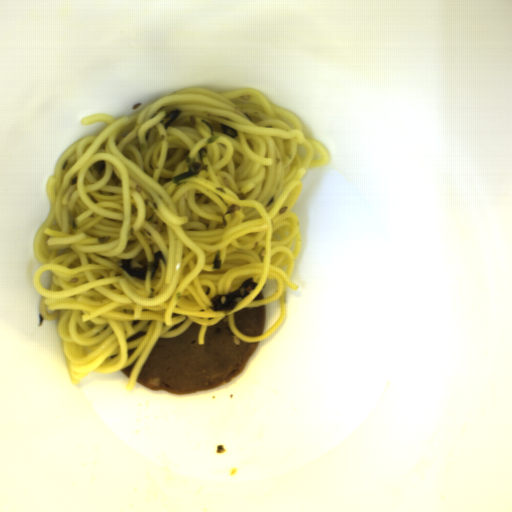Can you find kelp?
Listing matches in <instances>:
<instances>
[{
	"mask_svg": "<svg viewBox=\"0 0 512 512\" xmlns=\"http://www.w3.org/2000/svg\"><path fill=\"white\" fill-rule=\"evenodd\" d=\"M258 284L254 281L253 277H250L236 290L227 294H217L211 299L213 304L212 310L220 312L230 311L237 303L248 297Z\"/></svg>",
	"mask_w": 512,
	"mask_h": 512,
	"instance_id": "1",
	"label": "kelp"
},
{
	"mask_svg": "<svg viewBox=\"0 0 512 512\" xmlns=\"http://www.w3.org/2000/svg\"><path fill=\"white\" fill-rule=\"evenodd\" d=\"M160 259L167 265L166 258L163 252H156L154 260H149L145 263L144 268H137L133 266L132 259H121L120 268H122L130 277L145 280L147 273L150 274V280H153L159 267Z\"/></svg>",
	"mask_w": 512,
	"mask_h": 512,
	"instance_id": "2",
	"label": "kelp"
},
{
	"mask_svg": "<svg viewBox=\"0 0 512 512\" xmlns=\"http://www.w3.org/2000/svg\"><path fill=\"white\" fill-rule=\"evenodd\" d=\"M186 164L188 165V171L186 173L172 177V182L174 185L178 186L180 181L200 173L202 165L201 163L197 162L195 158L187 157Z\"/></svg>",
	"mask_w": 512,
	"mask_h": 512,
	"instance_id": "3",
	"label": "kelp"
},
{
	"mask_svg": "<svg viewBox=\"0 0 512 512\" xmlns=\"http://www.w3.org/2000/svg\"><path fill=\"white\" fill-rule=\"evenodd\" d=\"M182 111H180L179 109H175V110H172V111H169L168 113H166L165 115V118H170L169 121H167L166 123H164V128L165 130H167V128L173 124L177 118L180 116Z\"/></svg>",
	"mask_w": 512,
	"mask_h": 512,
	"instance_id": "4",
	"label": "kelp"
},
{
	"mask_svg": "<svg viewBox=\"0 0 512 512\" xmlns=\"http://www.w3.org/2000/svg\"><path fill=\"white\" fill-rule=\"evenodd\" d=\"M221 265H222V261H221V250H215V253H214V260H213V264H212V267L213 269L215 270H220L221 269Z\"/></svg>",
	"mask_w": 512,
	"mask_h": 512,
	"instance_id": "5",
	"label": "kelp"
},
{
	"mask_svg": "<svg viewBox=\"0 0 512 512\" xmlns=\"http://www.w3.org/2000/svg\"><path fill=\"white\" fill-rule=\"evenodd\" d=\"M220 127L222 129V134L231 136L233 138H236V136H238L237 130L235 128H230L222 123H221Z\"/></svg>",
	"mask_w": 512,
	"mask_h": 512,
	"instance_id": "6",
	"label": "kelp"
},
{
	"mask_svg": "<svg viewBox=\"0 0 512 512\" xmlns=\"http://www.w3.org/2000/svg\"><path fill=\"white\" fill-rule=\"evenodd\" d=\"M106 167L107 165L103 160H99L93 163V170H95L98 175H101L105 171Z\"/></svg>",
	"mask_w": 512,
	"mask_h": 512,
	"instance_id": "7",
	"label": "kelp"
},
{
	"mask_svg": "<svg viewBox=\"0 0 512 512\" xmlns=\"http://www.w3.org/2000/svg\"><path fill=\"white\" fill-rule=\"evenodd\" d=\"M201 122L204 123L206 126H208L212 131L211 136L207 139V143L214 142L216 139L219 138L218 135H215L214 128L212 127V125L210 123H208L206 120H202V119H201Z\"/></svg>",
	"mask_w": 512,
	"mask_h": 512,
	"instance_id": "8",
	"label": "kelp"
},
{
	"mask_svg": "<svg viewBox=\"0 0 512 512\" xmlns=\"http://www.w3.org/2000/svg\"><path fill=\"white\" fill-rule=\"evenodd\" d=\"M241 206L231 204L230 208L228 209L226 214H233L235 211L240 210Z\"/></svg>",
	"mask_w": 512,
	"mask_h": 512,
	"instance_id": "9",
	"label": "kelp"
},
{
	"mask_svg": "<svg viewBox=\"0 0 512 512\" xmlns=\"http://www.w3.org/2000/svg\"><path fill=\"white\" fill-rule=\"evenodd\" d=\"M206 154H208L207 149L202 148L201 150H199V152H198L199 159L202 160L203 156H205Z\"/></svg>",
	"mask_w": 512,
	"mask_h": 512,
	"instance_id": "10",
	"label": "kelp"
},
{
	"mask_svg": "<svg viewBox=\"0 0 512 512\" xmlns=\"http://www.w3.org/2000/svg\"><path fill=\"white\" fill-rule=\"evenodd\" d=\"M44 319H45V318L43 317L42 312H41V313H39V322H38V325H39L40 327L42 326V324H43V322H44Z\"/></svg>",
	"mask_w": 512,
	"mask_h": 512,
	"instance_id": "11",
	"label": "kelp"
}]
</instances>
